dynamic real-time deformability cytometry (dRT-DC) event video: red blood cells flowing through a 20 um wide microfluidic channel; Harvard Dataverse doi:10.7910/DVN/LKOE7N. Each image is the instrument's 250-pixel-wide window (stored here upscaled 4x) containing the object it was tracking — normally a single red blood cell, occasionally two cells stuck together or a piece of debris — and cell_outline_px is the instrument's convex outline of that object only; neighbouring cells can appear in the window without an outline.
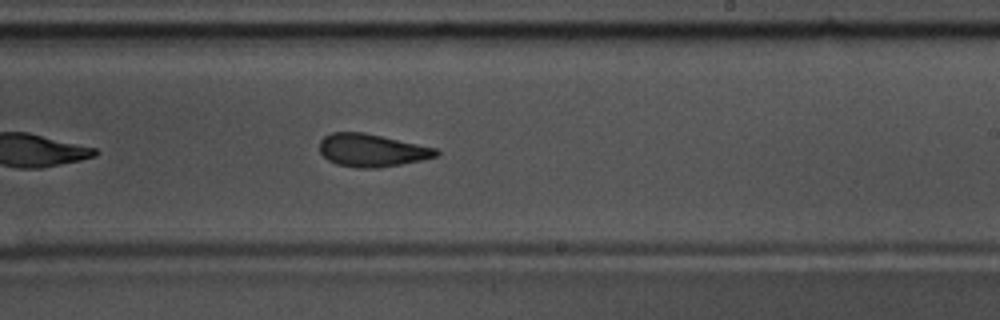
{"species": "common noctule bat (a hibernating species)", "species_latin": "Nyctalus noctula", "temperature_condition": "warm", "stored_images_in_passage": 40, "camera_frame_rate_fps": 3000, "um_per_image_px": 0.085, "animal": {"sex": "male", "body_mass_g": 17.5, "forearm_length_mm": 52.3}, "frame": {"image": 1, "passage_image": 18, "time_ms": 5.667, "image_size_px": [1000, 320], "cell_outline_px": [[440, 152], [436, 156], [420, 160], [380, 168], [356, 168], [336, 164], [328, 160], [320, 152], [320, 140], [324, 136], [332, 132], [364, 132], [436, 148]], "centroid_in_image_um": [31.57, 12.78], "position_along_channel_um": 257.4, "area_um2": 22.2}, "authors_computed_cell_mechanics": {"area_um2": 22.9466, "velocity_mm_per_s": 3.6827, "shape_relaxation_time_tau1_ms": 8.0365, "shape_relaxation_time_tau2_ms": 3.0426, "deformation_change_tau1": 0.1984, "deformation_change_tau2": 0.1198}}